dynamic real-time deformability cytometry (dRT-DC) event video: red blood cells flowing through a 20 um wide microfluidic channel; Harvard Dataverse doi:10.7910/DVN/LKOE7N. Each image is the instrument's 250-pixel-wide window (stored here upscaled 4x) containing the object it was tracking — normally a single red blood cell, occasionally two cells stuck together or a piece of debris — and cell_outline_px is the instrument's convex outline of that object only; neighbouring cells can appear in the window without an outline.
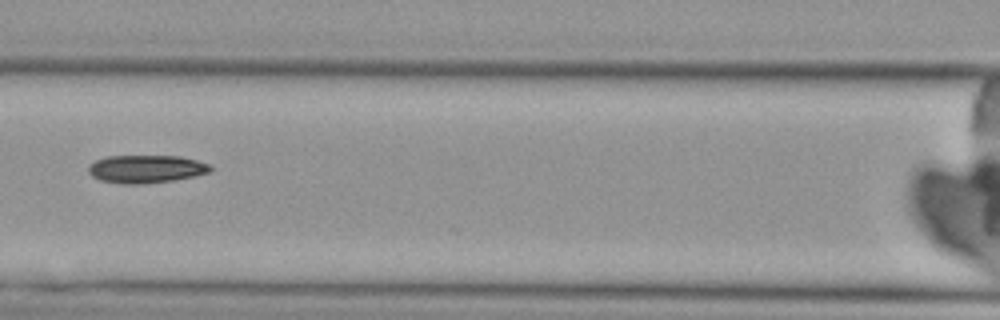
{"species": "Egyptian fruit bat (a non-hibernating species)", "species_latin": "Rousettus aegyptiacus", "temperature_condition": "cold", "stored_images_in_passage": 11, "camera_frame_rate_fps": 3000, "um_per_image_px": 0.085, "animal": {"sex": "female"}, "frame": {"image": 1, "passage_image": 8, "time_ms": 8.333, "image_size_px": [1000, 320], "cell_outline_px": [[212, 172], [196, 176], [172, 180], [140, 184], [124, 184], [100, 180], [92, 176], [88, 172], [88, 164], [96, 160], [108, 156], [180, 156], [212, 164]], "centroid_in_image_um": [12.44, 14.36], "position_along_channel_um": 154.2, "area_um2": 20.0}}
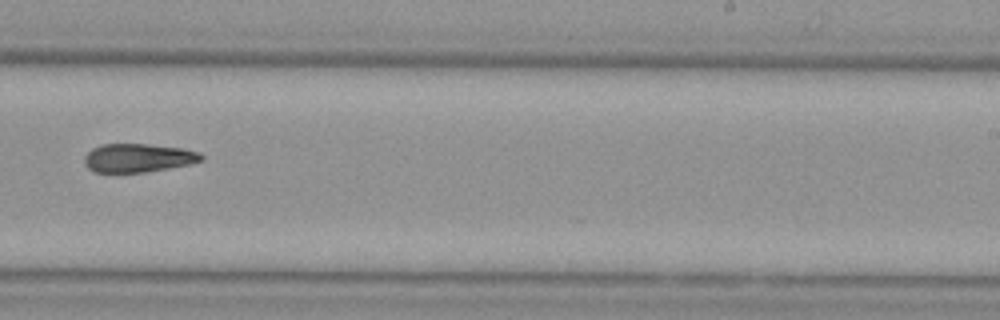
{"frame": {"image": 2, "passage_image": 11, "time_ms": 11.667, "image_size_px": [1000, 320], "cell_outline_px": [[204, 160], [188, 164], [168, 168], [144, 172], [92, 172], [84, 164], [84, 156], [92, 148], [100, 144], [148, 144], [184, 148], [200, 152], [204, 156]], "centroid_in_image_um": [11.73, 13.41], "position_along_channel_um": 277.3, "area_um2": 19.59}}